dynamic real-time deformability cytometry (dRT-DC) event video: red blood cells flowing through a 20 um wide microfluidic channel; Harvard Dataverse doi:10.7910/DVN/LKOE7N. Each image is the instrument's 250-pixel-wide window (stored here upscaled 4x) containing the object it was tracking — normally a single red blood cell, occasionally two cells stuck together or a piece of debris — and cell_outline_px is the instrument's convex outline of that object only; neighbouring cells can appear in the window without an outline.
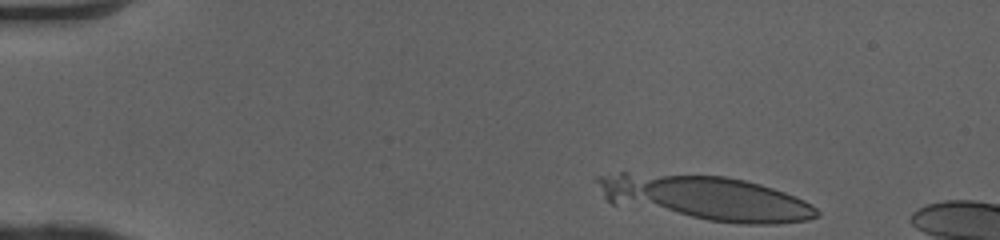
{"species": "human", "species_latin": "Homo sapiens", "temperature_condition": "cold", "stored_images_in_passage": 42, "segment_of_instrument_passage": [1, 2], "camera_frame_rate_fps": 3000, "um_per_image_px": 0.085, "donor": {"sex": "female"}, "frame": {"image": 1, "passage_image": 1, "time_ms": 0.0, "image_size_px": [1000, 240], "cell_outline_px": [[820, 216], [808, 220], [776, 224], [740, 224], [708, 220], [612, 204], [604, 196], [596, 180], [596, 176], [620, 172], [628, 172], [724, 176], [744, 180], [760, 184], [796, 196], [812, 204], [820, 212]], "centroid_in_image_um": [59.97, 16.82], "position_along_channel_um": 25.0, "area_um2": 57.16}}
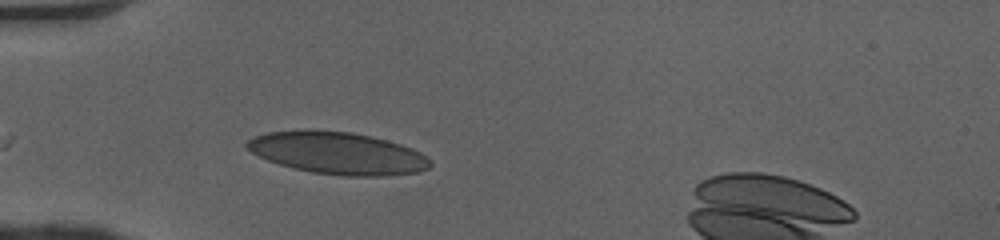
{"frame": {"image": 2, "passage_image": 10, "time_ms": 3.0, "image_size_px": [1000, 240], "cell_outline_px": [[432, 164], [428, 168], [420, 172], [388, 176], [344, 176], [312, 172], [280, 164], [268, 160], [252, 152], [244, 144], [248, 140], [256, 136], [268, 132], [308, 128], [352, 132], [400, 144], [412, 148], [420, 152], [432, 160]], "centroid_in_image_um": [28.72, 13.0], "position_along_channel_um": 56.3, "area_um2": 45.2}}